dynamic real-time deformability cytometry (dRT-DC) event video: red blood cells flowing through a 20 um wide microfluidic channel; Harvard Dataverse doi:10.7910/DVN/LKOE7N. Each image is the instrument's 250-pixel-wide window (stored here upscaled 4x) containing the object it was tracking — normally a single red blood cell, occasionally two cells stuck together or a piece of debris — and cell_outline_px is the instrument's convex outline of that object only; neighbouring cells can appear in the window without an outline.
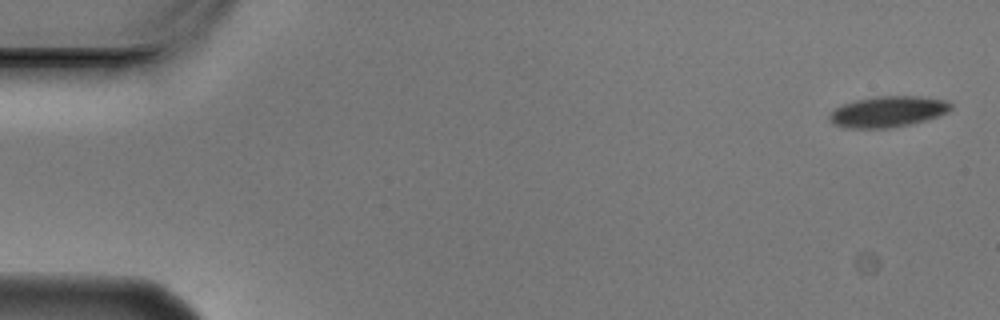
{"species": "Egyptian fruit bat (a non-hibernating species)", "species_latin": "Rousettus aegyptiacus", "temperature_condition": "cold", "stored_images_in_passage": 5, "camera_frame_rate_fps": 3000, "um_per_image_px": 0.085, "animal": {"sex": "male"}, "frame": {"image": 1, "passage_image": 1, "time_ms": 0.0, "image_size_px": [1000, 320], "cell_outline_px": [[952, 108], [948, 112], [924, 120], [908, 124], [888, 128], [844, 128], [832, 124], [828, 120], [828, 116], [836, 108], [844, 104], [856, 100], [880, 96], [916, 96], [948, 100], [952, 104]], "centroid_in_image_um": [75.45, 9.49], "position_along_channel_um": 9.5, "area_um2": 21.73}}
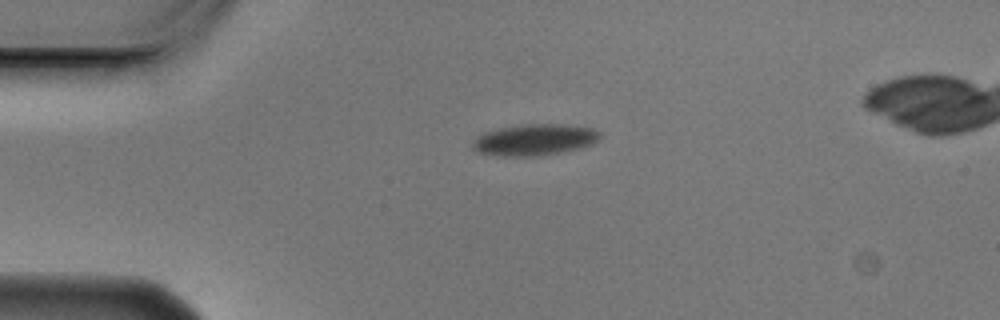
{"frame": {"image": 2, "passage_image": 4, "time_ms": 1.0, "image_size_px": [1000, 320], "cell_outline_px": [[600, 136], [592, 144], [580, 148], [540, 156], [496, 156], [480, 152], [472, 148], [472, 144], [484, 132], [500, 128], [524, 124], [564, 124], [592, 128], [600, 132]], "centroid_in_image_um": [45.45, 11.88], "position_along_channel_um": 39.5, "area_um2": 23.06}}